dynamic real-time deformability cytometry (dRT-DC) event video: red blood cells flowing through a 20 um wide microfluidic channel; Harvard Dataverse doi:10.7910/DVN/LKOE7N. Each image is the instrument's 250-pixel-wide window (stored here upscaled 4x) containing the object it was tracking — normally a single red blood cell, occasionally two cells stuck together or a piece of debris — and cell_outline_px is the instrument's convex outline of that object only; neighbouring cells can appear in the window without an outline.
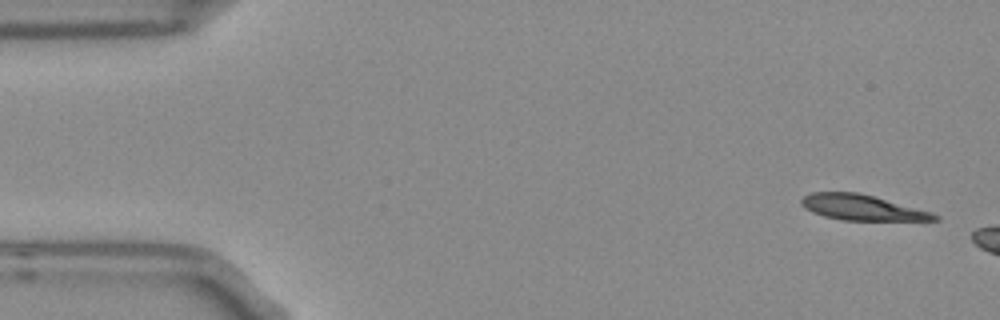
{"species": "Egyptian fruit bat (a non-hibernating species)", "species_latin": "Rousettus aegyptiacus", "temperature_condition": "room temperature", "stored_images_in_passage": 4, "camera_frame_rate_fps": 3000, "um_per_image_px": 0.085, "frame": {"image": 1, "passage_image": 1, "time_ms": 0.0, "image_size_px": [1000, 320], "cell_outline_px": [[940, 220], [840, 220], [824, 216], [812, 212], [804, 208], [800, 204], [800, 200], [804, 196], [812, 192], [856, 192], [872, 196], [932, 212], [940, 216]], "centroid_in_image_um": [73.23, 17.64], "position_along_channel_um": 11.8, "area_um2": 19.59}}